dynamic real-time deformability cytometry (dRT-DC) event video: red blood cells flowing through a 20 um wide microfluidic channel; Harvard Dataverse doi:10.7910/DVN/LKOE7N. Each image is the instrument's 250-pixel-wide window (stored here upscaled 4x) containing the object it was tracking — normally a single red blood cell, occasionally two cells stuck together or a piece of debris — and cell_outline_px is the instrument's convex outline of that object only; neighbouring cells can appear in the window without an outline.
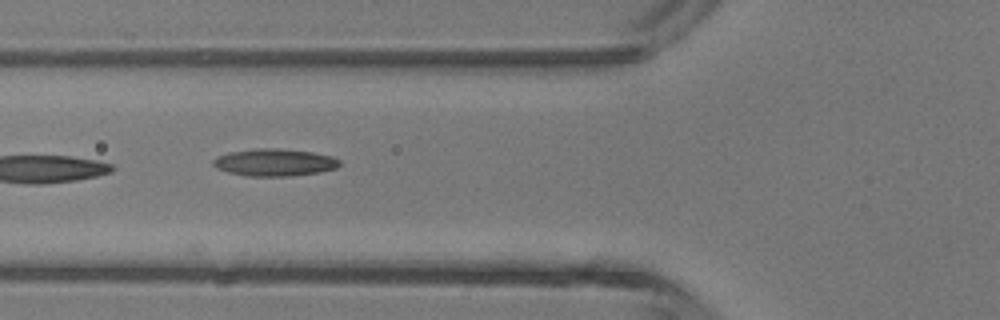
{"species": "common noctule bat (a hibernating species)", "species_latin": "Nyctalus noctula", "temperature_condition": "room temperature", "stored_images_in_passage": 5, "camera_frame_rate_fps": 3000, "um_per_image_px": 0.085, "animal": {"sex": "male", "body_mass_g": 13.3}, "frame": {"image": 1, "passage_image": 5, "time_ms": 5.333, "image_size_px": [1000, 320], "cell_outline_px": [[340, 164], [336, 168], [320, 172], [288, 176], [248, 176], [228, 172], [216, 168], [212, 164], [212, 160], [220, 156], [232, 152], [256, 148], [272, 148], [312, 152], [332, 156], [340, 160]], "centroid_in_image_um": [23.35, 13.81], "position_along_channel_um": 102.5, "area_um2": 19.88}}